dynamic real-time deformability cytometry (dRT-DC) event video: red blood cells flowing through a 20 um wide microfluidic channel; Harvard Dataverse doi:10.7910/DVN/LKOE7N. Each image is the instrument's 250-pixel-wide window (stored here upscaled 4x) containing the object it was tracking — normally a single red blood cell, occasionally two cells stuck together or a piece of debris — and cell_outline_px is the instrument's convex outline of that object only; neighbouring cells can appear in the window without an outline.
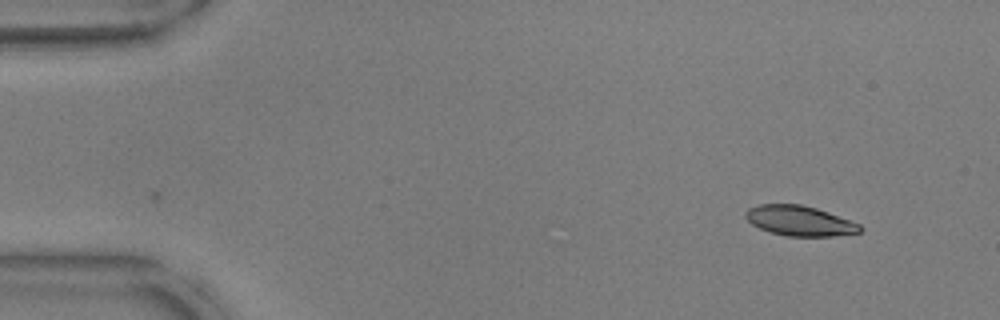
{"species": "common noctule bat (a hibernating species)", "species_latin": "Nyctalus noctula", "temperature_condition": "warm", "stored_images_in_passage": 42, "camera_frame_rate_fps": 3000, "um_per_image_px": 0.085, "animal": {"sex": "male", "body_mass_g": 17.9, "forearm_length_mm": 54.2}, "frame": {"image": 1, "passage_image": 1, "time_ms": 0.0, "image_size_px": [1000, 320], "cell_outline_px": [[864, 228], [860, 232], [832, 236], [788, 236], [772, 232], [760, 228], [752, 224], [744, 216], [744, 212], [748, 208], [760, 204], [800, 204], [816, 208], [828, 212], [860, 224]], "centroid_in_image_um": [67.96, 18.76], "position_along_channel_um": 17.0, "area_um2": 19.94}}
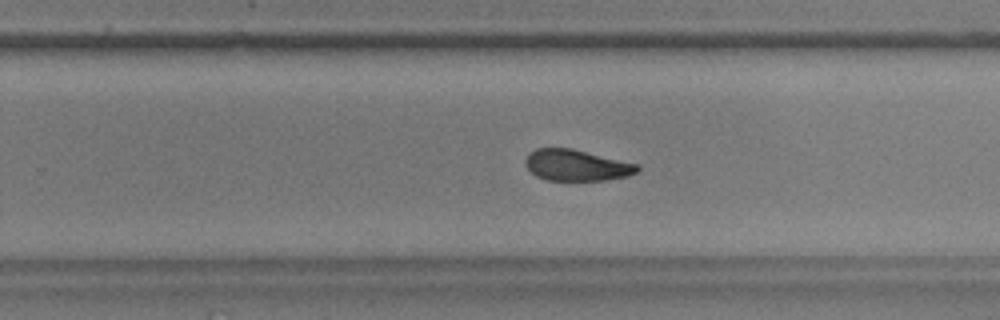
{"frame": {"image": 2, "passage_image": 30, "time_ms": 9.667, "image_size_px": [1000, 320], "cell_outline_px": [[640, 168], [636, 172], [628, 176], [604, 180], [548, 180], [536, 176], [524, 164], [524, 160], [528, 152], [536, 148], [572, 148], [640, 164]], "centroid_in_image_um": [49.0, 14.03], "position_along_channel_um": 280.8, "area_um2": 20.52}}
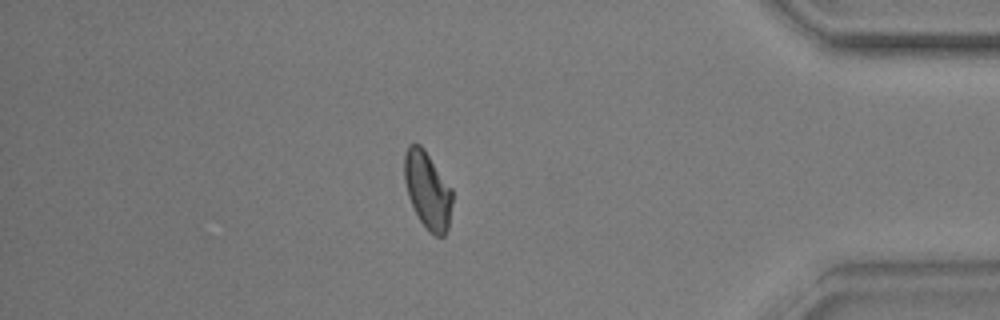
{"frame": {"image": 3, "passage_image": 42, "time_ms": 13.667, "image_size_px": [1000, 320], "cell_outline_px": [[452, 204], [448, 228], [444, 236], [436, 236], [428, 232], [420, 220], [408, 196], [404, 180], [404, 156], [408, 144], [420, 144], [424, 148], [452, 188]], "centroid_in_image_um": [36.34, 16.16], "position_along_channel_um": 398.9, "area_um2": 21.62}, "authors_computed_cell_mechanics": {"area_um2": 21.386, "velocity_mm_per_s": 3.7796, "shape_relaxation_time_tau1_ms": 7.8839, "shape_relaxation_time_tau2_ms": 3.4519, "deformation_change_tau1": 0.1876, "deformation_change_tau2": 0.0928}}